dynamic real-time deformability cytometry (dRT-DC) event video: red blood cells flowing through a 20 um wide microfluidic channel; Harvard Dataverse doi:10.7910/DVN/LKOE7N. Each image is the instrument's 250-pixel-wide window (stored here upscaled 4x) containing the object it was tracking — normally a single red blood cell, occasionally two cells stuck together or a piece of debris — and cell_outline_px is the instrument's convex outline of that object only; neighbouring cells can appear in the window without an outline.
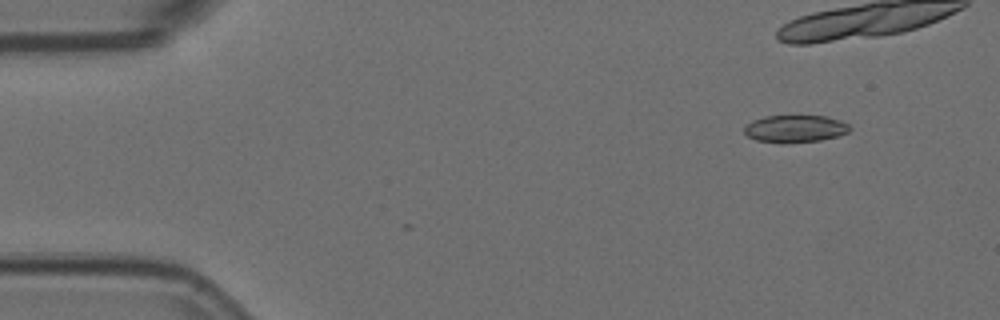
{"species": "Egyptian fruit bat (a non-hibernating species)", "species_latin": "Rousettus aegyptiacus", "temperature_condition": "room temperature", "stored_images_in_passage": 3, "camera_frame_rate_fps": 3000, "um_per_image_px": 0.085, "animal": {"sex": "female"}, "frame": {"image": 1, "passage_image": 2, "time_ms": 0.333, "image_size_px": [1000, 320], "cell_outline_px": [[852, 128], [848, 132], [840, 136], [820, 140], [784, 144], [756, 140], [748, 136], [744, 132], [744, 128], [752, 120], [764, 116], [828, 116], [840, 120], [848, 124]], "centroid_in_image_um": [67.61, 10.95], "position_along_channel_um": 17.4, "area_um2": 16.99}}